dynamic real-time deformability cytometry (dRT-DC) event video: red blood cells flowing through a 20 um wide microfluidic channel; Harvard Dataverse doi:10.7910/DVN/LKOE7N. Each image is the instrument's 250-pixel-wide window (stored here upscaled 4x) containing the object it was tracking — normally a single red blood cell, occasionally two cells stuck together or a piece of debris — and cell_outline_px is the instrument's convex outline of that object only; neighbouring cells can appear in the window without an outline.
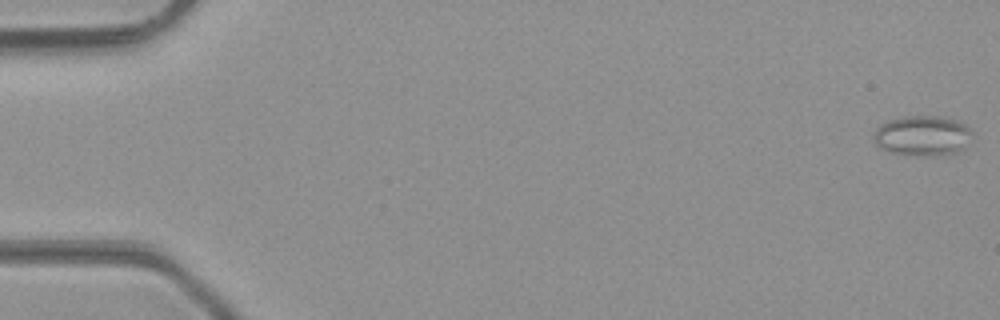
{"species": "common noctule bat (a hibernating species)", "species_latin": "Nyctalus noctula", "temperature_condition": "room temperature", "stored_images_in_passage": 14, "camera_frame_rate_fps": 3000, "um_per_image_px": 0.085, "animal": {"sex": "male", "body_mass_g": 23.1, "forearm_length_mm": 52.7}, "frame": {"image": 1, "passage_image": 1, "time_ms": 0.0, "image_size_px": [1000, 320], "cell_outline_px": [[972, 132], [964, 148], [956, 152], [940, 156], [924, 156], [892, 152], [876, 144], [872, 140], [872, 136], [876, 128], [880, 124], [888, 120], [904, 116], [944, 116], [956, 120], [964, 124]], "centroid_in_image_um": [78.39, 11.52], "position_along_channel_um": 6.6, "area_um2": 23.06}}